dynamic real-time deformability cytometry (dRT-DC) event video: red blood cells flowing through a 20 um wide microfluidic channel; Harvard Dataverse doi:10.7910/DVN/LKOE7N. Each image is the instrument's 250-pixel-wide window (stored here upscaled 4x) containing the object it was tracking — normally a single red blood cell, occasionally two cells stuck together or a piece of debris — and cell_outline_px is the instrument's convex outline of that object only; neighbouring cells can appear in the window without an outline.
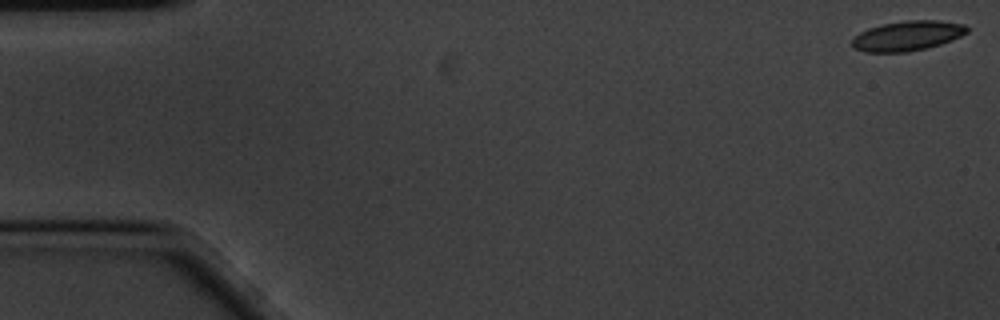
{"species": "common noctule bat (a hibernating species)", "species_latin": "Nyctalus noctula", "temperature_condition": "cold", "stored_images_in_passage": 58, "camera_frame_rate_fps": 3000, "um_per_image_px": 0.085, "animal": {"sex": "male", "body_mass_g": 20.1, "forearm_length_mm": 53.5}, "frame": {"image": 1, "passage_image": 1, "time_ms": 0.0, "image_size_px": [1000, 320], "cell_outline_px": [[968, 32], [952, 40], [928, 48], [908, 52], [864, 52], [856, 48], [852, 44], [852, 40], [860, 32], [868, 28], [880, 24], [908, 20], [936, 20], [964, 24], [968, 28]], "centroid_in_image_um": [77.14, 3.04], "position_along_channel_um": 7.9, "area_um2": 20.0}}
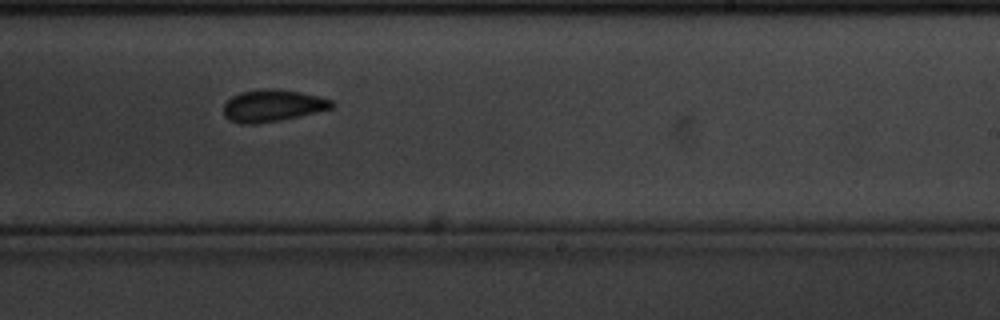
{"frame": {"image": 2, "passage_image": 35, "time_ms": 11.333, "image_size_px": [1000, 320], "cell_outline_px": [[336, 104], [332, 108], [280, 120], [256, 124], [240, 124], [224, 116], [224, 104], [232, 96], [240, 92], [264, 88], [272, 88], [300, 92], [332, 100]], "centroid_in_image_um": [23.15, 8.97], "position_along_channel_um": 265.9, "area_um2": 20.0}}
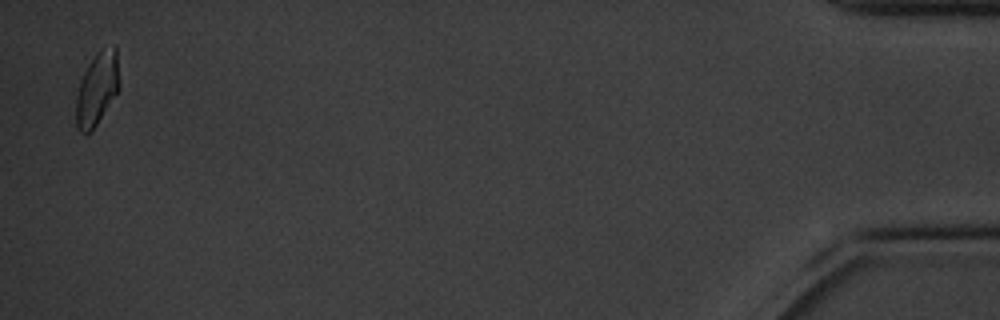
{"frame": {"image": 3, "passage_image": 57, "time_ms": 18.667, "image_size_px": [1000, 320], "cell_outline_px": [[120, 88], [92, 132], [84, 136], [76, 128], [76, 96], [80, 80], [88, 64], [96, 52], [100, 48], [116, 44], [120, 84]], "centroid_in_image_um": [8.25, 7.55], "position_along_channel_um": 426.9, "area_um2": 18.96}}